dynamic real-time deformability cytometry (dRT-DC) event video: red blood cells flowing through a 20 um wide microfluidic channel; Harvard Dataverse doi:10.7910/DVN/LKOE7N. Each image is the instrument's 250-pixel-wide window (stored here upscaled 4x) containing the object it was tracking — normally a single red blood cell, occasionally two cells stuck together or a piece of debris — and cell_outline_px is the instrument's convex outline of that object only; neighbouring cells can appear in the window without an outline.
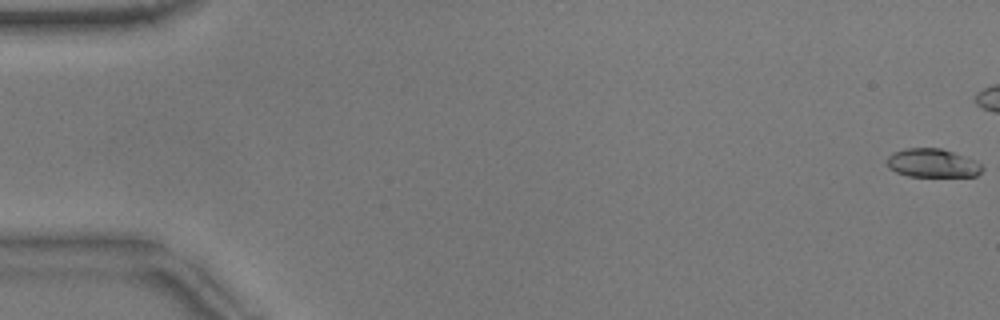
{"species": "common noctule bat (a hibernating species)", "species_latin": "Nyctalus noctula", "temperature_condition": "warm", "stored_images_in_passage": 13, "camera_frame_rate_fps": 3000, "um_per_image_px": 0.085, "animal": {"sex": "male", "body_mass_g": 17.9}, "frame": {"image": 1, "passage_image": 1, "time_ms": 0.0, "image_size_px": [1000, 320], "cell_outline_px": [[984, 168], [976, 176], [908, 176], [896, 172], [888, 168], [888, 156], [892, 152], [908, 148], [940, 148], [952, 152], [972, 160], [980, 164]], "centroid_in_image_um": [79.22, 13.87], "position_along_channel_um": 5.8, "area_um2": 15.61}}